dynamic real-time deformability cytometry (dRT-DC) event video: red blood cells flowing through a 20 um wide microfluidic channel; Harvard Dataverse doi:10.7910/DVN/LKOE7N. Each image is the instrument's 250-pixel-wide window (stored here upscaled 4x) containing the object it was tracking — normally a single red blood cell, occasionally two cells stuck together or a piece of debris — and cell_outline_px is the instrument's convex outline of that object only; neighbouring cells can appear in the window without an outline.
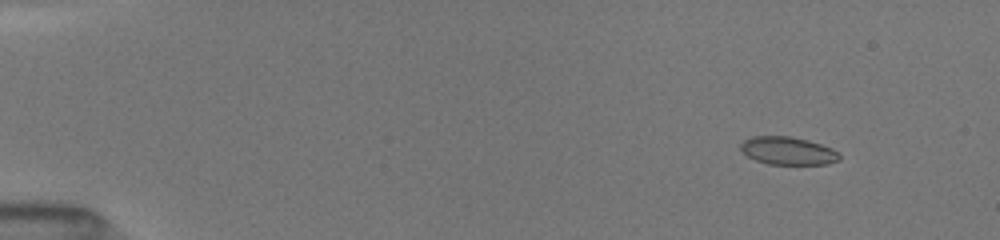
{"species": "common noctule bat (a hibernating species)", "species_latin": "Nyctalus noctula", "temperature_condition": "room temperature", "stored_images_in_passage": 11, "camera_frame_rate_fps": 3000, "um_per_image_px": 0.085, "animal": {"sex": "female", "body_mass_g": 19.5, "forearm_length_mm": 54.1}, "frame": {"image": 1, "passage_image": 4, "time_ms": 1.667, "image_size_px": [1000, 240], "cell_outline_px": [[840, 160], [828, 164], [768, 164], [756, 160], [748, 156], [740, 148], [740, 144], [744, 140], [752, 136], [792, 136], [808, 140], [832, 148], [840, 156]], "centroid_in_image_um": [66.97, 12.81], "position_along_channel_um": 18.0, "area_um2": 16.01}}
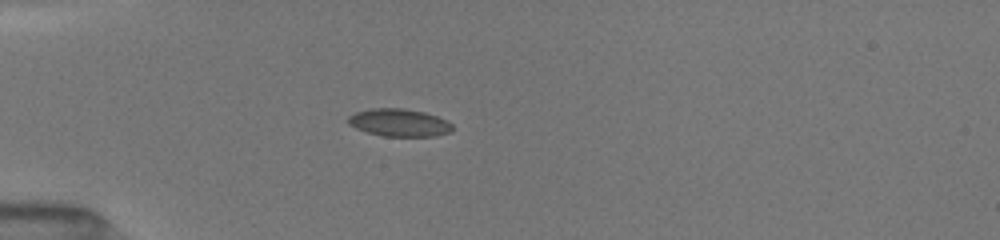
{"frame": {"image": 2, "passage_image": 8, "time_ms": 5.0, "image_size_px": [1000, 240], "cell_outline_px": [[452, 132], [436, 136], [384, 136], [368, 132], [356, 128], [348, 124], [348, 116], [356, 112], [372, 108], [404, 108], [424, 112], [448, 120], [452, 124]], "centroid_in_image_um": [33.96, 10.42], "position_along_channel_um": 51.0, "area_um2": 16.82}}
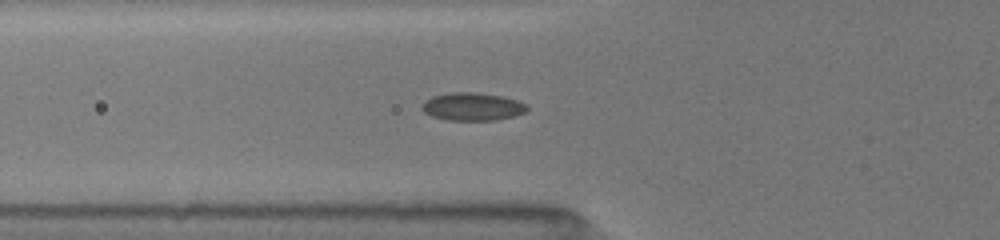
{"frame": {"image": 3, "passage_image": 10, "time_ms": 6.333, "image_size_px": [1000, 240], "cell_outline_px": [[528, 112], [496, 120], [448, 120], [432, 116], [424, 112], [420, 108], [420, 104], [432, 96], [452, 92], [476, 92], [504, 96], [528, 104]], "centroid_in_image_um": [40.16, 9.05], "position_along_channel_um": 85.6, "area_um2": 17.28}}